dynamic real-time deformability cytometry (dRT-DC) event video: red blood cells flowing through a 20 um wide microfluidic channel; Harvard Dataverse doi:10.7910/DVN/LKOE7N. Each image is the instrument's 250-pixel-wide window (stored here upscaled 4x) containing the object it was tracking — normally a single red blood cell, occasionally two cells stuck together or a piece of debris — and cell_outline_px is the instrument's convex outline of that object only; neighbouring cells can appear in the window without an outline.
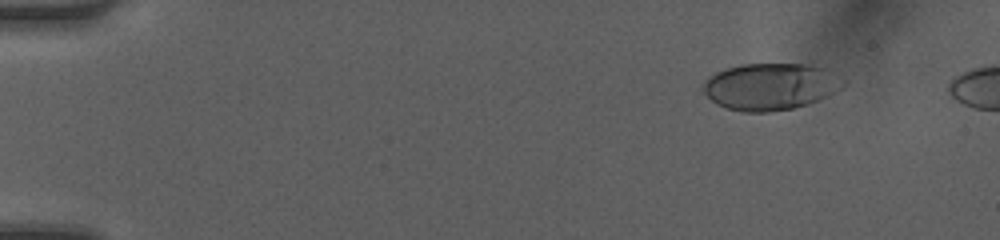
{"species": "human", "species_latin": "Homo sapiens", "temperature_condition": "room temperature", "stored_images_in_passage": 44, "camera_frame_rate_fps": 3000, "um_per_image_px": 0.085, "donor": {"sex": "female"}, "frame": {"image": 1, "passage_image": 4, "time_ms": 1.0, "image_size_px": [1000, 240], "cell_outline_px": [[848, 80], [840, 88], [816, 100], [792, 108], [772, 112], [744, 112], [728, 108], [716, 104], [700, 88], [704, 80], [708, 76], [716, 72], [740, 64], [812, 64], [828, 68]], "centroid_in_image_um": [65.48, 7.33], "position_along_channel_um": 19.5, "area_um2": 38.38}}
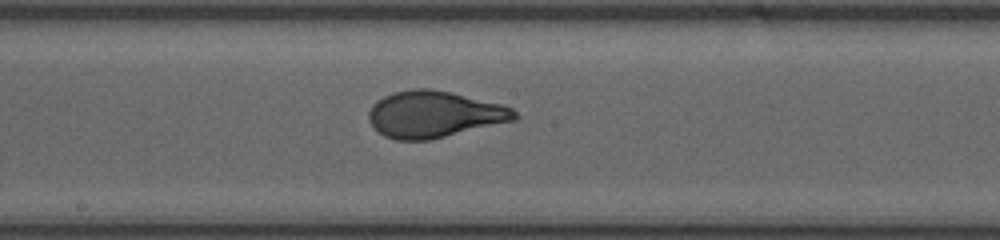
{"frame": {"image": 2, "passage_image": 23, "time_ms": 7.333, "image_size_px": [1000, 240], "cell_outline_px": [[520, 116], [516, 120], [428, 140], [396, 140], [384, 136], [368, 120], [368, 112], [372, 104], [376, 100], [392, 92], [412, 88], [428, 88], [452, 92], [504, 104], [512, 108]], "centroid_in_image_um": [36.92, 9.7], "position_along_channel_um": 211.3, "area_um2": 39.82}}
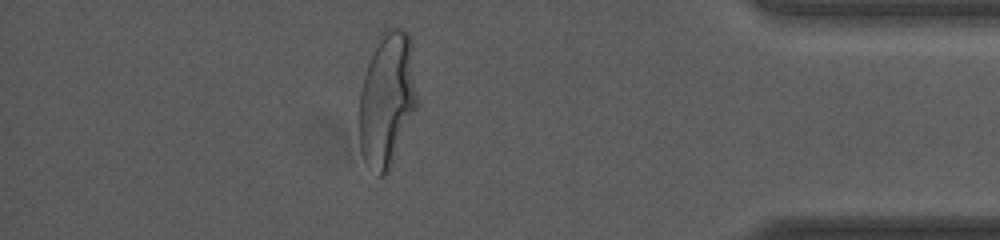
{"frame": {"image": 3, "passage_image": 39, "time_ms": 12.667, "image_size_px": [1000, 240], "cell_outline_px": [[416, 108], [388, 172], [384, 176], [380, 176], [364, 160], [360, 148], [360, 92], [364, 76], [368, 64], [380, 40], [388, 28], [400, 28], [408, 32], [412, 44], [416, 96]], "centroid_in_image_um": [32.91, 8.47], "position_along_channel_um": 402.3, "area_um2": 44.1}}